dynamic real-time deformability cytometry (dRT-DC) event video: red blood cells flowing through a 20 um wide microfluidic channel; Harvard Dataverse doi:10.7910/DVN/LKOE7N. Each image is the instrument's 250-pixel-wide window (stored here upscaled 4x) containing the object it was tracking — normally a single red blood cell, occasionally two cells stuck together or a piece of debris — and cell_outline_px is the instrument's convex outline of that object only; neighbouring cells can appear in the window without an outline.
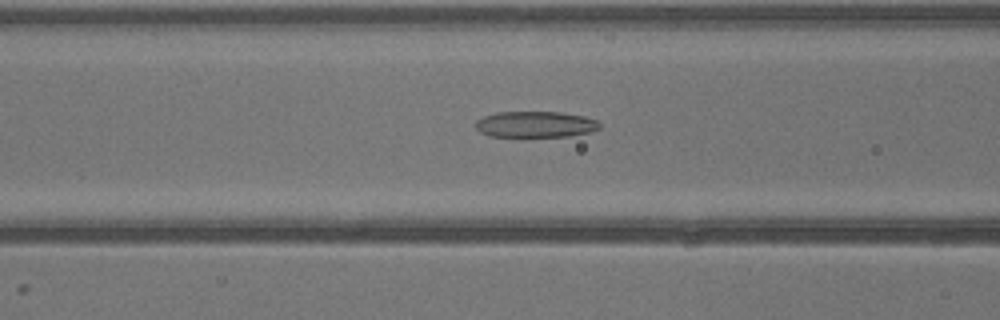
{"species": "common noctule bat (a hibernating species)", "species_latin": "Nyctalus noctula", "temperature_condition": "warm", "stored_images_in_passage": 28, "camera_frame_rate_fps": 3000, "um_per_image_px": 0.085, "animal": {"sex": "male", "body_mass_g": 13.3}, "frame": {"image": 1, "passage_image": 4, "time_ms": 1.0, "image_size_px": [1000, 320], "cell_outline_px": [[600, 128], [592, 132], [568, 136], [524, 140], [488, 136], [480, 132], [476, 128], [476, 120], [484, 116], [496, 112], [560, 112], [584, 116], [596, 120], [600, 124]], "centroid_in_image_um": [45.47, 10.63], "position_along_channel_um": 121.1, "area_um2": 20.0}}
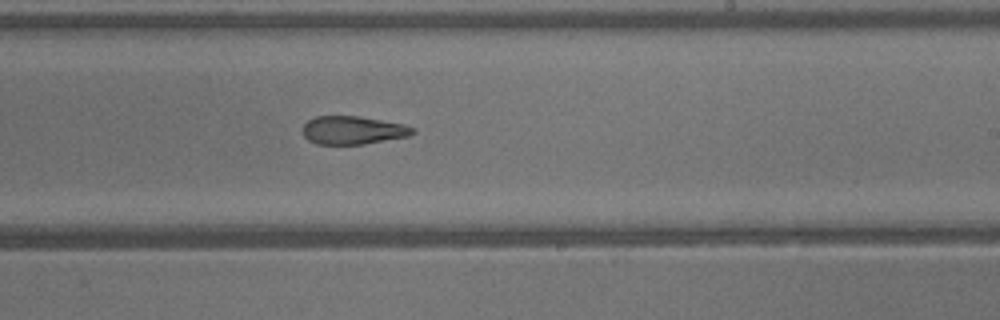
{"frame": {"image": 2, "passage_image": 12, "time_ms": 3.667, "image_size_px": [1000, 320], "cell_outline_px": [[416, 132], [408, 136], [364, 144], [316, 144], [308, 140], [304, 136], [304, 124], [308, 120], [316, 116], [360, 116], [404, 124], [416, 128]], "centroid_in_image_um": [30.02, 11.06], "position_along_channel_um": 259.0, "area_um2": 18.09}}
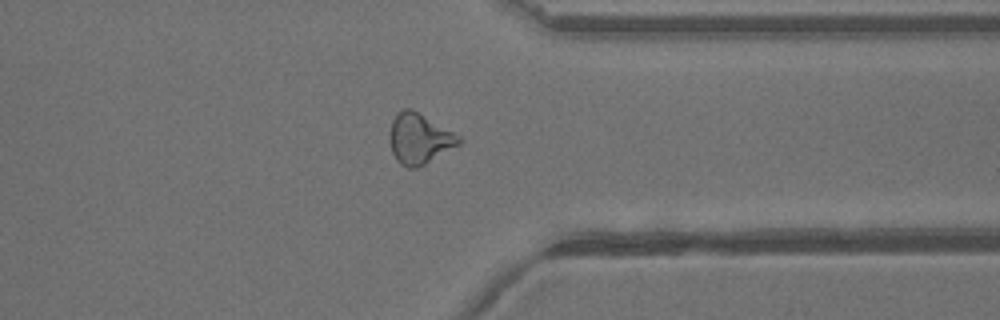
{"frame": {"image": 3, "passage_image": 19, "time_ms": 6.0, "image_size_px": [1000, 320], "cell_outline_px": [[464, 140], [460, 144], [424, 164], [416, 168], [408, 168], [400, 164], [396, 160], [392, 152], [388, 140], [388, 132], [392, 120], [404, 108], [412, 108], [460, 136]], "centroid_in_image_um": [35.61, 11.79], "position_along_channel_um": 375.8, "area_um2": 20.4}}